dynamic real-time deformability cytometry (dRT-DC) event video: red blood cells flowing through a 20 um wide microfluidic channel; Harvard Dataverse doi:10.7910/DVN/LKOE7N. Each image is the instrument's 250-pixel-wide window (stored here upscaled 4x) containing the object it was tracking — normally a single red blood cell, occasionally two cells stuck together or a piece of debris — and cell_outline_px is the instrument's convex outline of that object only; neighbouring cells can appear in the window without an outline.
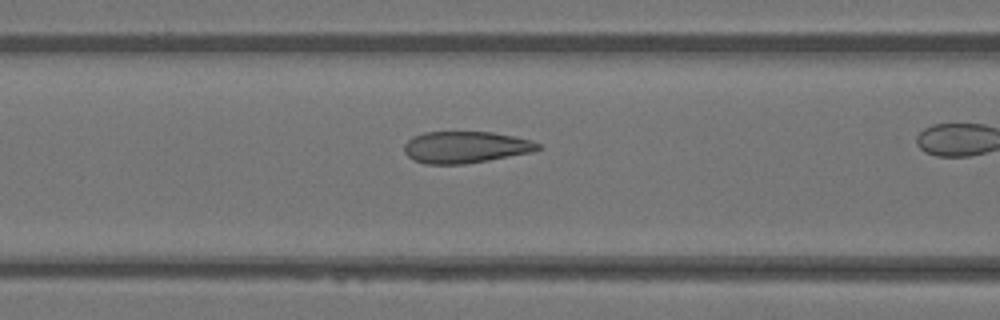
{"species": "Egyptian fruit bat (a non-hibernating species)", "species_latin": "Rousettus aegyptiacus", "temperature_condition": "warm", "stored_images_in_passage": 23, "camera_frame_rate_fps": 3000, "um_per_image_px": 0.085, "animal": {"sex": "female"}, "frame": {"image": 1, "passage_image": 4, "time_ms": 1.0, "image_size_px": [1000, 320], "cell_outline_px": [[540, 148], [532, 152], [488, 160], [464, 164], [424, 164], [412, 160], [404, 152], [404, 144], [412, 136], [424, 132], [492, 132], [532, 140], [540, 144]], "centroid_in_image_um": [39.53, 12.51], "position_along_channel_um": 127.1, "area_um2": 24.74}}
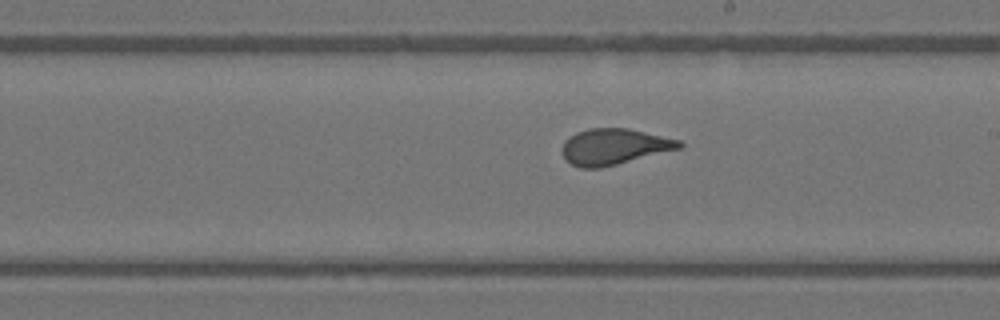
{"frame": {"image": 2, "passage_image": 12, "time_ms": 3.667, "image_size_px": [1000, 320], "cell_outline_px": [[684, 144], [680, 148], [600, 168], [580, 168], [572, 164], [564, 156], [560, 148], [564, 140], [568, 136], [576, 132], [588, 128], [628, 128], [680, 140]], "centroid_in_image_um": [52.15, 12.45], "position_along_channel_um": 236.9, "area_um2": 24.45}}
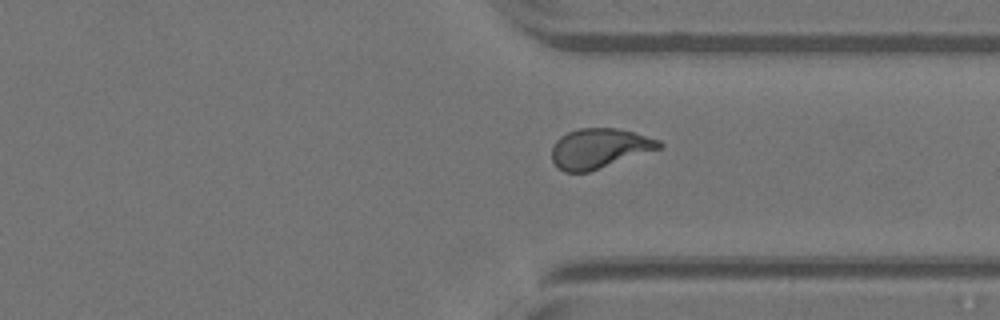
{"frame": {"image": 3, "passage_image": 21, "time_ms": 6.667, "image_size_px": [1000, 320], "cell_outline_px": [[664, 144], [660, 148], [588, 172], [564, 172], [552, 160], [552, 144], [560, 136], [568, 132], [580, 128], [616, 128], [632, 132], [660, 140]], "centroid_in_image_um": [50.91, 12.6], "position_along_channel_um": 360.5, "area_um2": 24.62}}